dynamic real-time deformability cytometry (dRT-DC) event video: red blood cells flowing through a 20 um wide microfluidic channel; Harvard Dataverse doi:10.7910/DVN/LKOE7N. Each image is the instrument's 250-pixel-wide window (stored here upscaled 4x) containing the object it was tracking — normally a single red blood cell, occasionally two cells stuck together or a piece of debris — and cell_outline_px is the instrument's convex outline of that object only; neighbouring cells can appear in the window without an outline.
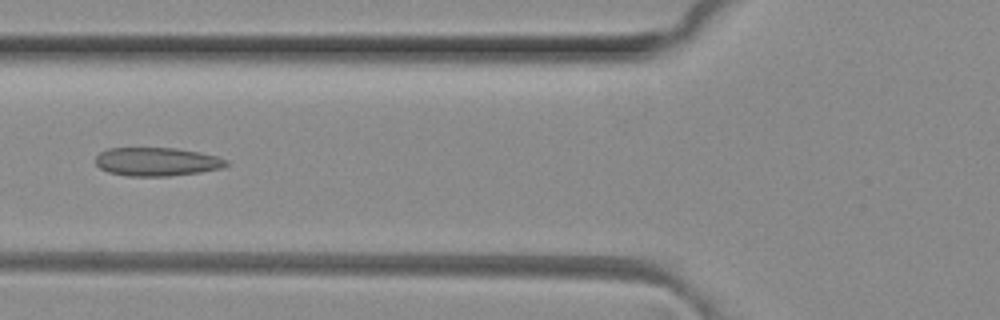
{"species": "common noctule bat (a hibernating species)", "species_latin": "Nyctalus noctula", "temperature_condition": "room temperature", "stored_images_in_passage": 5, "camera_frame_rate_fps": 3000, "um_per_image_px": 0.085, "animal": {"sex": "female", "body_mass_g": 29.2, "forearm_length_mm": 56.3}, "frame": {"image": 1, "passage_image": 5, "time_ms": 1.333, "image_size_px": [1000, 320], "cell_outline_px": [[228, 164], [220, 168], [200, 172], [168, 176], [128, 176], [108, 172], [100, 168], [96, 164], [96, 156], [100, 152], [108, 148], [176, 148], [200, 152], [216, 156], [228, 160]], "centroid_in_image_um": [13.32, 13.74], "position_along_channel_um": 112.5, "area_um2": 21.68}}